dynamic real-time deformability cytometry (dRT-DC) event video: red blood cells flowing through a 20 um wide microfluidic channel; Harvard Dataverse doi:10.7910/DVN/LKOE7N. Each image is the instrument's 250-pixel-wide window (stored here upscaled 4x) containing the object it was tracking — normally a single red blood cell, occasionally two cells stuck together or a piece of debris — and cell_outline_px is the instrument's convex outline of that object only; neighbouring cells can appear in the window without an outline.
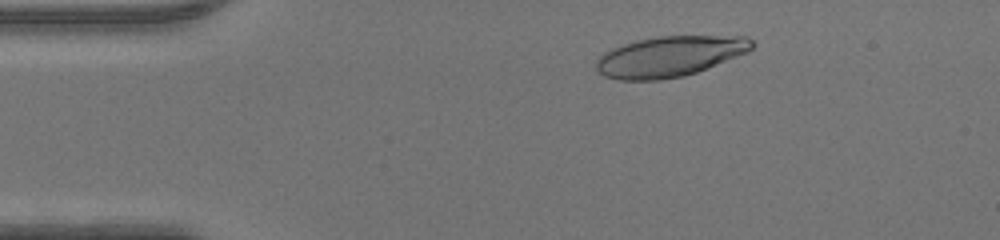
{"species": "human", "species_latin": "Homo sapiens", "temperature_condition": "warm", "stored_images_in_passage": 45, "camera_frame_rate_fps": 3000, "um_per_image_px": 0.085, "donor": {"sex": "male"}, "frame": {"image": 1, "passage_image": 6, "time_ms": 1.667, "image_size_px": [1000, 240], "cell_outline_px": [[756, 44], [748, 52], [696, 72], [684, 76], [660, 80], [620, 80], [604, 76], [596, 68], [596, 60], [604, 52], [612, 48], [636, 40], [660, 36], [748, 36]], "centroid_in_image_um": [56.93, 4.79], "position_along_channel_um": 28.1, "area_um2": 36.76}}
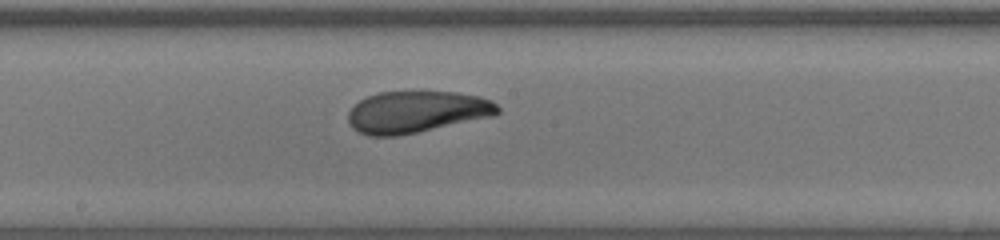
{"frame": {"image": 2, "passage_image": 23, "time_ms": 7.333, "image_size_px": [1000, 240], "cell_outline_px": [[500, 112], [496, 116], [396, 136], [368, 136], [356, 132], [348, 124], [348, 112], [360, 100], [368, 96], [380, 92], [456, 92], [480, 96], [492, 100], [500, 108]], "centroid_in_image_um": [35.42, 9.52], "position_along_channel_um": 212.8, "area_um2": 36.53}}
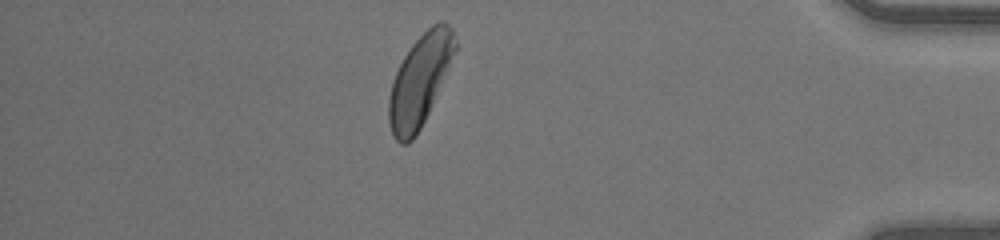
{"frame": {"image": 3, "passage_image": 39, "time_ms": 12.667, "image_size_px": [1000, 240], "cell_outline_px": [[456, 48], [432, 104], [420, 128], [412, 140], [408, 144], [400, 144], [396, 140], [392, 132], [388, 120], [388, 100], [392, 80], [404, 56], [412, 44], [432, 24], [440, 20], [444, 20], [452, 28], [456, 40]], "centroid_in_image_um": [35.66, 6.82], "position_along_channel_um": 399.5, "area_um2": 34.56}}